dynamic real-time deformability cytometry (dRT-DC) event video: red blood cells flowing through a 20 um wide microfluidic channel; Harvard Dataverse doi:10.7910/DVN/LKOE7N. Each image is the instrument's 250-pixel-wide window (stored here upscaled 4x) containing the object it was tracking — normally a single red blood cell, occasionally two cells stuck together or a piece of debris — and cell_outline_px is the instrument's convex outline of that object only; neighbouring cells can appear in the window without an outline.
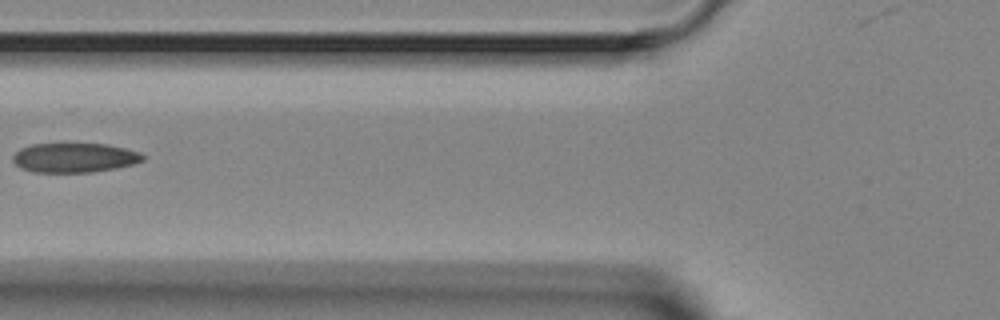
{"species": "Egyptian fruit bat (a non-hibernating species)", "species_latin": "Rousettus aegyptiacus", "temperature_condition": "room temperature", "stored_images_in_passage": 6, "camera_frame_rate_fps": 3000, "um_per_image_px": 0.085, "animal": {"sex": "female"}, "frame": {"image": 1, "passage_image": 5, "time_ms": 4.667, "image_size_px": [1000, 320], "cell_outline_px": [[144, 160], [132, 164], [116, 168], [92, 172], [32, 172], [20, 168], [12, 160], [12, 156], [20, 148], [32, 144], [108, 144], [140, 152], [144, 156]], "centroid_in_image_um": [6.31, 13.4], "position_along_channel_um": 119.5, "area_um2": 22.31}}
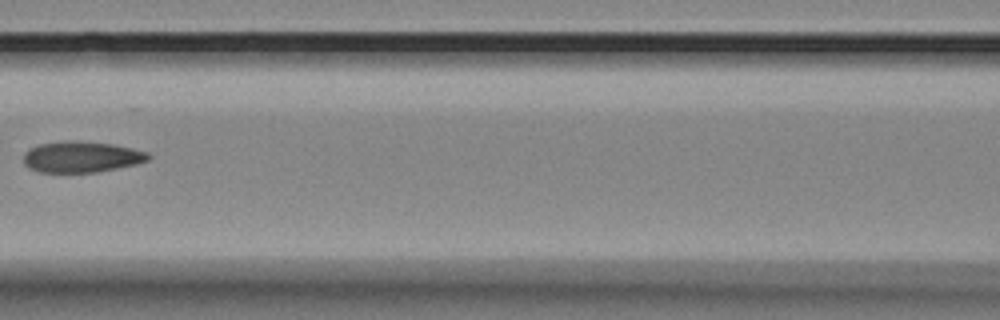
{"frame": {"image": 2, "passage_image": 6, "time_ms": 5.667, "image_size_px": [1000, 320], "cell_outline_px": [[152, 156], [148, 160], [136, 164], [96, 172], [40, 172], [28, 168], [24, 164], [24, 152], [28, 148], [36, 144], [64, 140], [76, 140], [112, 144], [132, 148], [148, 152]], "centroid_in_image_um": [6.89, 13.32], "position_along_channel_um": 159.7, "area_um2": 22.83}}